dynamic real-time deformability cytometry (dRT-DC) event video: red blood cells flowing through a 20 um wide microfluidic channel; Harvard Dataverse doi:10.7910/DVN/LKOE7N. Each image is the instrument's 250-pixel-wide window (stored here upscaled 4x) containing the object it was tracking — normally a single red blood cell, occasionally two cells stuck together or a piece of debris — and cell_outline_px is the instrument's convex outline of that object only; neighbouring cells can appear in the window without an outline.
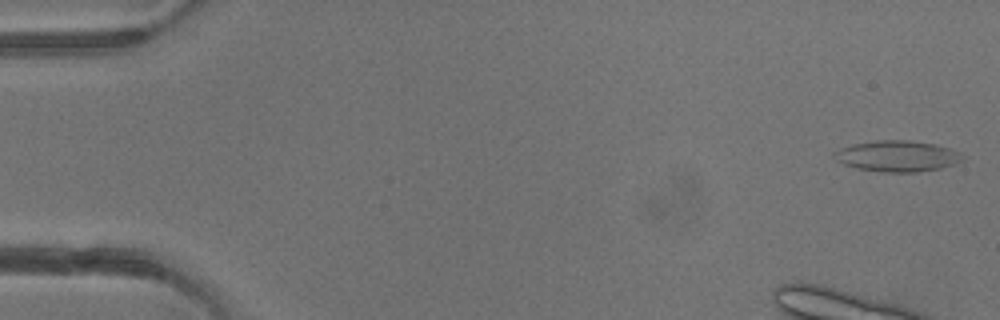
{"species": "common noctule bat (a hibernating species)", "species_latin": "Nyctalus noctula", "temperature_condition": "warm", "stored_images_in_passage": 4, "camera_frame_rate_fps": 3000, "um_per_image_px": 0.085, "animal": {"sex": "male", "body_mass_g": 13.3}, "frame": {"image": 1, "passage_image": 4, "time_ms": 4.333, "image_size_px": [1000, 320], "cell_outline_px": [[964, 160], [956, 164], [940, 168], [916, 172], [884, 172], [856, 168], [844, 164], [836, 160], [832, 156], [832, 152], [840, 148], [856, 144], [876, 140], [912, 140], [936, 144], [960, 152], [964, 156]], "centroid_in_image_um": [76.29, 13.27], "position_along_channel_um": 8.7, "area_um2": 23.29}}